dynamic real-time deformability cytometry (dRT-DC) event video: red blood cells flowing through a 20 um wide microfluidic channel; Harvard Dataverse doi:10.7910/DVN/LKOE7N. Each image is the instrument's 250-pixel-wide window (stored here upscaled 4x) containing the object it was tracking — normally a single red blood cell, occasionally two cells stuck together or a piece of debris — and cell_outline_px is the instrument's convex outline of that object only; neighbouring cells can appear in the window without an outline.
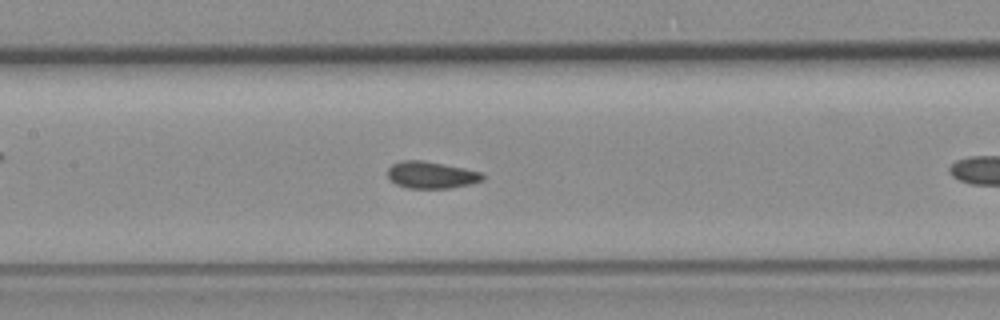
{"species": "common noctule bat (a hibernating species)", "species_latin": "Nyctalus noctula", "temperature_condition": "room temperature", "stored_images_in_passage": 31, "camera_frame_rate_fps": 3000, "um_per_image_px": 0.085, "animal": {"sex": "female", "body_mass_g": 19.3, "forearm_length_mm": 54.1}, "frame": {"image": 1, "passage_image": 14, "time_ms": 4.333, "image_size_px": [1000, 320], "cell_outline_px": [[484, 180], [452, 188], [408, 188], [396, 184], [388, 176], [388, 168], [392, 164], [404, 160], [420, 160], [464, 168], [480, 172], [484, 176]], "centroid_in_image_um": [36.65, 14.87], "position_along_channel_um": 170.7, "area_um2": 14.68}}
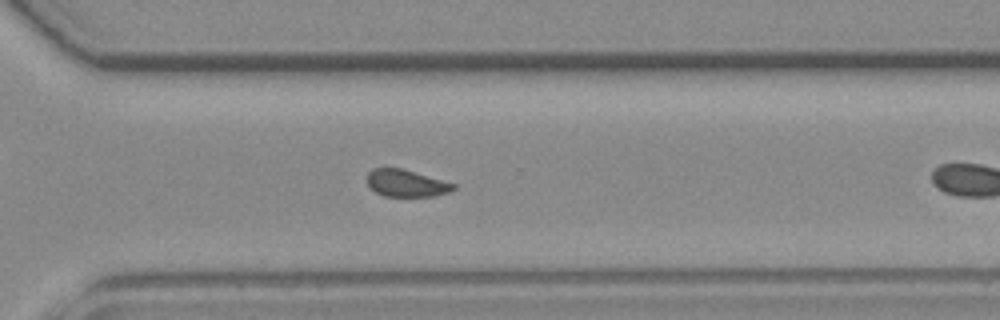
{"frame": {"image": 2, "passage_image": 27, "time_ms": 8.667, "image_size_px": [1000, 320], "cell_outline_px": [[456, 188], [448, 192], [432, 196], [384, 196], [376, 192], [368, 184], [368, 172], [372, 168], [400, 168], [456, 184]], "centroid_in_image_um": [34.52, 15.57], "position_along_channel_um": 336.1, "area_um2": 13.35}}